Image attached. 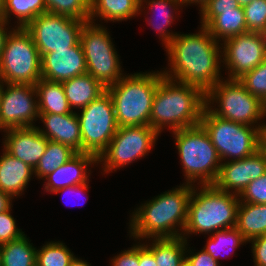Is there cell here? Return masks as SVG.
<instances>
[{
  "label": "cell",
  "mask_w": 266,
  "mask_h": 266,
  "mask_svg": "<svg viewBox=\"0 0 266 266\" xmlns=\"http://www.w3.org/2000/svg\"><path fill=\"white\" fill-rule=\"evenodd\" d=\"M200 28L198 33L182 35L177 33L166 46L165 51L168 53L171 71L164 70L162 75L175 81L195 85L206 93L224 79L220 77L222 48L205 26L201 25Z\"/></svg>",
  "instance_id": "cell-1"
},
{
  "label": "cell",
  "mask_w": 266,
  "mask_h": 266,
  "mask_svg": "<svg viewBox=\"0 0 266 266\" xmlns=\"http://www.w3.org/2000/svg\"><path fill=\"white\" fill-rule=\"evenodd\" d=\"M194 186L185 183L179 188L158 195L137 208L130 220L131 237L133 236L138 240L150 237H182L187 223L188 204ZM177 226L181 229H176Z\"/></svg>",
  "instance_id": "cell-2"
},
{
  "label": "cell",
  "mask_w": 266,
  "mask_h": 266,
  "mask_svg": "<svg viewBox=\"0 0 266 266\" xmlns=\"http://www.w3.org/2000/svg\"><path fill=\"white\" fill-rule=\"evenodd\" d=\"M205 107L201 88L162 75L152 103L150 127L161 133L166 126L172 131L197 126Z\"/></svg>",
  "instance_id": "cell-3"
},
{
  "label": "cell",
  "mask_w": 266,
  "mask_h": 266,
  "mask_svg": "<svg viewBox=\"0 0 266 266\" xmlns=\"http://www.w3.org/2000/svg\"><path fill=\"white\" fill-rule=\"evenodd\" d=\"M193 187L188 204V217L182 237L187 234L211 233L236 227L239 196L219 190L213 184ZM196 189V190H195Z\"/></svg>",
  "instance_id": "cell-4"
},
{
  "label": "cell",
  "mask_w": 266,
  "mask_h": 266,
  "mask_svg": "<svg viewBox=\"0 0 266 266\" xmlns=\"http://www.w3.org/2000/svg\"><path fill=\"white\" fill-rule=\"evenodd\" d=\"M162 72L125 75L106 88L115 112L118 127L150 126L153 99Z\"/></svg>",
  "instance_id": "cell-5"
},
{
  "label": "cell",
  "mask_w": 266,
  "mask_h": 266,
  "mask_svg": "<svg viewBox=\"0 0 266 266\" xmlns=\"http://www.w3.org/2000/svg\"><path fill=\"white\" fill-rule=\"evenodd\" d=\"M172 132L186 182L194 184L199 180V185L213 184L222 162L204 127L199 124Z\"/></svg>",
  "instance_id": "cell-6"
},
{
  "label": "cell",
  "mask_w": 266,
  "mask_h": 266,
  "mask_svg": "<svg viewBox=\"0 0 266 266\" xmlns=\"http://www.w3.org/2000/svg\"><path fill=\"white\" fill-rule=\"evenodd\" d=\"M7 35L0 57V80L35 85L41 78V56L30 32L18 27Z\"/></svg>",
  "instance_id": "cell-7"
},
{
  "label": "cell",
  "mask_w": 266,
  "mask_h": 266,
  "mask_svg": "<svg viewBox=\"0 0 266 266\" xmlns=\"http://www.w3.org/2000/svg\"><path fill=\"white\" fill-rule=\"evenodd\" d=\"M200 124L209 134L221 162L226 159L229 161L240 160L259 150V124L254 128L236 123L213 115L206 107L202 113Z\"/></svg>",
  "instance_id": "cell-8"
},
{
  "label": "cell",
  "mask_w": 266,
  "mask_h": 266,
  "mask_svg": "<svg viewBox=\"0 0 266 266\" xmlns=\"http://www.w3.org/2000/svg\"><path fill=\"white\" fill-rule=\"evenodd\" d=\"M205 101L213 115L236 123L254 127L264 118L262 101L251 95L238 79L219 81L205 93ZM215 101L219 108L212 109Z\"/></svg>",
  "instance_id": "cell-9"
},
{
  "label": "cell",
  "mask_w": 266,
  "mask_h": 266,
  "mask_svg": "<svg viewBox=\"0 0 266 266\" xmlns=\"http://www.w3.org/2000/svg\"><path fill=\"white\" fill-rule=\"evenodd\" d=\"M80 43L84 51L87 73L105 88L117 83L123 77L119 55L114 49L106 27H101L95 22H85Z\"/></svg>",
  "instance_id": "cell-10"
},
{
  "label": "cell",
  "mask_w": 266,
  "mask_h": 266,
  "mask_svg": "<svg viewBox=\"0 0 266 266\" xmlns=\"http://www.w3.org/2000/svg\"><path fill=\"white\" fill-rule=\"evenodd\" d=\"M80 111L77 117L82 137V152L98 158L118 129L112 99L105 91Z\"/></svg>",
  "instance_id": "cell-11"
},
{
  "label": "cell",
  "mask_w": 266,
  "mask_h": 266,
  "mask_svg": "<svg viewBox=\"0 0 266 266\" xmlns=\"http://www.w3.org/2000/svg\"><path fill=\"white\" fill-rule=\"evenodd\" d=\"M159 133L150 126L118 127L117 132L97 162H103L104 172L120 169L144 157L154 146Z\"/></svg>",
  "instance_id": "cell-12"
},
{
  "label": "cell",
  "mask_w": 266,
  "mask_h": 266,
  "mask_svg": "<svg viewBox=\"0 0 266 266\" xmlns=\"http://www.w3.org/2000/svg\"><path fill=\"white\" fill-rule=\"evenodd\" d=\"M85 22L46 12L33 19L25 28L42 56L77 45Z\"/></svg>",
  "instance_id": "cell-13"
},
{
  "label": "cell",
  "mask_w": 266,
  "mask_h": 266,
  "mask_svg": "<svg viewBox=\"0 0 266 266\" xmlns=\"http://www.w3.org/2000/svg\"><path fill=\"white\" fill-rule=\"evenodd\" d=\"M5 84L7 89L3 84L0 95V130L34 127L33 121L39 117L35 85Z\"/></svg>",
  "instance_id": "cell-14"
},
{
  "label": "cell",
  "mask_w": 266,
  "mask_h": 266,
  "mask_svg": "<svg viewBox=\"0 0 266 266\" xmlns=\"http://www.w3.org/2000/svg\"><path fill=\"white\" fill-rule=\"evenodd\" d=\"M228 79H239L266 59V34L247 32L222 41Z\"/></svg>",
  "instance_id": "cell-15"
},
{
  "label": "cell",
  "mask_w": 266,
  "mask_h": 266,
  "mask_svg": "<svg viewBox=\"0 0 266 266\" xmlns=\"http://www.w3.org/2000/svg\"><path fill=\"white\" fill-rule=\"evenodd\" d=\"M266 173V154L258 150L253 155L221 163L213 185L219 190L240 195L248 184ZM231 190V191H230Z\"/></svg>",
  "instance_id": "cell-16"
},
{
  "label": "cell",
  "mask_w": 266,
  "mask_h": 266,
  "mask_svg": "<svg viewBox=\"0 0 266 266\" xmlns=\"http://www.w3.org/2000/svg\"><path fill=\"white\" fill-rule=\"evenodd\" d=\"M87 73L84 51L81 43L56 50L41 56V76L54 82H63Z\"/></svg>",
  "instance_id": "cell-17"
},
{
  "label": "cell",
  "mask_w": 266,
  "mask_h": 266,
  "mask_svg": "<svg viewBox=\"0 0 266 266\" xmlns=\"http://www.w3.org/2000/svg\"><path fill=\"white\" fill-rule=\"evenodd\" d=\"M4 132L3 150L34 169L44 155L49 140L38 131L37 126L7 129Z\"/></svg>",
  "instance_id": "cell-18"
},
{
  "label": "cell",
  "mask_w": 266,
  "mask_h": 266,
  "mask_svg": "<svg viewBox=\"0 0 266 266\" xmlns=\"http://www.w3.org/2000/svg\"><path fill=\"white\" fill-rule=\"evenodd\" d=\"M45 125V130L38 131L48 140L69 146L76 153H82V137L77 113L69 114H39Z\"/></svg>",
  "instance_id": "cell-19"
},
{
  "label": "cell",
  "mask_w": 266,
  "mask_h": 266,
  "mask_svg": "<svg viewBox=\"0 0 266 266\" xmlns=\"http://www.w3.org/2000/svg\"><path fill=\"white\" fill-rule=\"evenodd\" d=\"M96 165L97 157L89 153H76L70 160L55 169L44 179L47 180L44 189L47 192H54L58 189L75 186L88 182V165ZM88 173V174H87Z\"/></svg>",
  "instance_id": "cell-20"
},
{
  "label": "cell",
  "mask_w": 266,
  "mask_h": 266,
  "mask_svg": "<svg viewBox=\"0 0 266 266\" xmlns=\"http://www.w3.org/2000/svg\"><path fill=\"white\" fill-rule=\"evenodd\" d=\"M34 169L14 158L5 150L0 156V190L12 198L21 195L30 181Z\"/></svg>",
  "instance_id": "cell-21"
},
{
  "label": "cell",
  "mask_w": 266,
  "mask_h": 266,
  "mask_svg": "<svg viewBox=\"0 0 266 266\" xmlns=\"http://www.w3.org/2000/svg\"><path fill=\"white\" fill-rule=\"evenodd\" d=\"M201 25L218 41L247 33L244 9L220 11V15H201Z\"/></svg>",
  "instance_id": "cell-22"
},
{
  "label": "cell",
  "mask_w": 266,
  "mask_h": 266,
  "mask_svg": "<svg viewBox=\"0 0 266 266\" xmlns=\"http://www.w3.org/2000/svg\"><path fill=\"white\" fill-rule=\"evenodd\" d=\"M61 83L71 109H83L106 91V88L88 73Z\"/></svg>",
  "instance_id": "cell-23"
},
{
  "label": "cell",
  "mask_w": 266,
  "mask_h": 266,
  "mask_svg": "<svg viewBox=\"0 0 266 266\" xmlns=\"http://www.w3.org/2000/svg\"><path fill=\"white\" fill-rule=\"evenodd\" d=\"M39 114H69L73 112L61 82L41 78L36 84Z\"/></svg>",
  "instance_id": "cell-24"
},
{
  "label": "cell",
  "mask_w": 266,
  "mask_h": 266,
  "mask_svg": "<svg viewBox=\"0 0 266 266\" xmlns=\"http://www.w3.org/2000/svg\"><path fill=\"white\" fill-rule=\"evenodd\" d=\"M236 228L247 242L266 234V204L240 202Z\"/></svg>",
  "instance_id": "cell-25"
},
{
  "label": "cell",
  "mask_w": 266,
  "mask_h": 266,
  "mask_svg": "<svg viewBox=\"0 0 266 266\" xmlns=\"http://www.w3.org/2000/svg\"><path fill=\"white\" fill-rule=\"evenodd\" d=\"M140 0H90V22L95 17L104 21H122L141 13Z\"/></svg>",
  "instance_id": "cell-26"
},
{
  "label": "cell",
  "mask_w": 266,
  "mask_h": 266,
  "mask_svg": "<svg viewBox=\"0 0 266 266\" xmlns=\"http://www.w3.org/2000/svg\"><path fill=\"white\" fill-rule=\"evenodd\" d=\"M152 242L144 245L153 253L157 266H185L188 252L185 238H153Z\"/></svg>",
  "instance_id": "cell-27"
},
{
  "label": "cell",
  "mask_w": 266,
  "mask_h": 266,
  "mask_svg": "<svg viewBox=\"0 0 266 266\" xmlns=\"http://www.w3.org/2000/svg\"><path fill=\"white\" fill-rule=\"evenodd\" d=\"M36 248L24 234L21 238L2 244V266H33Z\"/></svg>",
  "instance_id": "cell-28"
},
{
  "label": "cell",
  "mask_w": 266,
  "mask_h": 266,
  "mask_svg": "<svg viewBox=\"0 0 266 266\" xmlns=\"http://www.w3.org/2000/svg\"><path fill=\"white\" fill-rule=\"evenodd\" d=\"M42 13H46L44 0H4L2 19L9 23L11 15H16L18 27H26Z\"/></svg>",
  "instance_id": "cell-29"
},
{
  "label": "cell",
  "mask_w": 266,
  "mask_h": 266,
  "mask_svg": "<svg viewBox=\"0 0 266 266\" xmlns=\"http://www.w3.org/2000/svg\"><path fill=\"white\" fill-rule=\"evenodd\" d=\"M76 152L69 146L49 140L44 155L34 168V174L38 178H45L55 169L70 160Z\"/></svg>",
  "instance_id": "cell-30"
},
{
  "label": "cell",
  "mask_w": 266,
  "mask_h": 266,
  "mask_svg": "<svg viewBox=\"0 0 266 266\" xmlns=\"http://www.w3.org/2000/svg\"><path fill=\"white\" fill-rule=\"evenodd\" d=\"M146 4V2L148 3V5L150 6V10L155 13V8L157 10V13L162 17V22L158 24L153 23V21L150 22L151 26H153V29L158 30V32L160 33V36L162 37V42H164L163 44L165 45V47L175 38V36L177 35L176 33L174 34L173 32H169V30H167L168 25L171 26V23L174 20V14H173V9H178V7H182L183 2L182 0H140V9L141 7L144 5V3ZM159 11V12H158ZM172 11V12H171ZM157 19V18H156ZM154 19V20H156ZM155 22V21H154Z\"/></svg>",
  "instance_id": "cell-31"
},
{
  "label": "cell",
  "mask_w": 266,
  "mask_h": 266,
  "mask_svg": "<svg viewBox=\"0 0 266 266\" xmlns=\"http://www.w3.org/2000/svg\"><path fill=\"white\" fill-rule=\"evenodd\" d=\"M246 239L238 231L236 227L219 230L214 232L208 239L206 246L203 248L207 253H209L215 260L218 261L220 256V248L225 250H233L246 243ZM229 250H228V249Z\"/></svg>",
  "instance_id": "cell-32"
},
{
  "label": "cell",
  "mask_w": 266,
  "mask_h": 266,
  "mask_svg": "<svg viewBox=\"0 0 266 266\" xmlns=\"http://www.w3.org/2000/svg\"><path fill=\"white\" fill-rule=\"evenodd\" d=\"M46 12L88 22L90 0H44Z\"/></svg>",
  "instance_id": "cell-33"
},
{
  "label": "cell",
  "mask_w": 266,
  "mask_h": 266,
  "mask_svg": "<svg viewBox=\"0 0 266 266\" xmlns=\"http://www.w3.org/2000/svg\"><path fill=\"white\" fill-rule=\"evenodd\" d=\"M75 256L62 242H49L36 250V262L40 266H69Z\"/></svg>",
  "instance_id": "cell-34"
},
{
  "label": "cell",
  "mask_w": 266,
  "mask_h": 266,
  "mask_svg": "<svg viewBox=\"0 0 266 266\" xmlns=\"http://www.w3.org/2000/svg\"><path fill=\"white\" fill-rule=\"evenodd\" d=\"M238 80L251 95L263 101L266 97V59Z\"/></svg>",
  "instance_id": "cell-35"
},
{
  "label": "cell",
  "mask_w": 266,
  "mask_h": 266,
  "mask_svg": "<svg viewBox=\"0 0 266 266\" xmlns=\"http://www.w3.org/2000/svg\"><path fill=\"white\" fill-rule=\"evenodd\" d=\"M243 9L248 32L266 34V0H253Z\"/></svg>",
  "instance_id": "cell-36"
},
{
  "label": "cell",
  "mask_w": 266,
  "mask_h": 266,
  "mask_svg": "<svg viewBox=\"0 0 266 266\" xmlns=\"http://www.w3.org/2000/svg\"><path fill=\"white\" fill-rule=\"evenodd\" d=\"M239 197L240 202L266 204V173L251 181Z\"/></svg>",
  "instance_id": "cell-37"
},
{
  "label": "cell",
  "mask_w": 266,
  "mask_h": 266,
  "mask_svg": "<svg viewBox=\"0 0 266 266\" xmlns=\"http://www.w3.org/2000/svg\"><path fill=\"white\" fill-rule=\"evenodd\" d=\"M11 210L0 213V243H7L21 238L24 232L16 227Z\"/></svg>",
  "instance_id": "cell-38"
},
{
  "label": "cell",
  "mask_w": 266,
  "mask_h": 266,
  "mask_svg": "<svg viewBox=\"0 0 266 266\" xmlns=\"http://www.w3.org/2000/svg\"><path fill=\"white\" fill-rule=\"evenodd\" d=\"M241 6L237 0H207L200 8L201 15H220V11L234 10Z\"/></svg>",
  "instance_id": "cell-39"
},
{
  "label": "cell",
  "mask_w": 266,
  "mask_h": 266,
  "mask_svg": "<svg viewBox=\"0 0 266 266\" xmlns=\"http://www.w3.org/2000/svg\"><path fill=\"white\" fill-rule=\"evenodd\" d=\"M111 266H139V244L116 255Z\"/></svg>",
  "instance_id": "cell-40"
},
{
  "label": "cell",
  "mask_w": 266,
  "mask_h": 266,
  "mask_svg": "<svg viewBox=\"0 0 266 266\" xmlns=\"http://www.w3.org/2000/svg\"><path fill=\"white\" fill-rule=\"evenodd\" d=\"M190 256L186 255L185 266H220L219 261L215 260L204 249L194 254L190 253Z\"/></svg>",
  "instance_id": "cell-41"
},
{
  "label": "cell",
  "mask_w": 266,
  "mask_h": 266,
  "mask_svg": "<svg viewBox=\"0 0 266 266\" xmlns=\"http://www.w3.org/2000/svg\"><path fill=\"white\" fill-rule=\"evenodd\" d=\"M252 253L255 266H266V234L252 240Z\"/></svg>",
  "instance_id": "cell-42"
},
{
  "label": "cell",
  "mask_w": 266,
  "mask_h": 266,
  "mask_svg": "<svg viewBox=\"0 0 266 266\" xmlns=\"http://www.w3.org/2000/svg\"><path fill=\"white\" fill-rule=\"evenodd\" d=\"M139 266H157L153 253L144 243H139Z\"/></svg>",
  "instance_id": "cell-43"
},
{
  "label": "cell",
  "mask_w": 266,
  "mask_h": 266,
  "mask_svg": "<svg viewBox=\"0 0 266 266\" xmlns=\"http://www.w3.org/2000/svg\"><path fill=\"white\" fill-rule=\"evenodd\" d=\"M88 183L89 182H86V183H83V184H79V185H75V186L61 188V189H58V190L54 191L53 193H55V194H57L59 192H64V193H66V192H69V193H83V191L85 192V190H87L89 188L88 187L89 186Z\"/></svg>",
  "instance_id": "cell-44"
},
{
  "label": "cell",
  "mask_w": 266,
  "mask_h": 266,
  "mask_svg": "<svg viewBox=\"0 0 266 266\" xmlns=\"http://www.w3.org/2000/svg\"><path fill=\"white\" fill-rule=\"evenodd\" d=\"M12 197L0 190V213L11 209Z\"/></svg>",
  "instance_id": "cell-45"
},
{
  "label": "cell",
  "mask_w": 266,
  "mask_h": 266,
  "mask_svg": "<svg viewBox=\"0 0 266 266\" xmlns=\"http://www.w3.org/2000/svg\"><path fill=\"white\" fill-rule=\"evenodd\" d=\"M259 150L266 154V124H260L258 128Z\"/></svg>",
  "instance_id": "cell-46"
},
{
  "label": "cell",
  "mask_w": 266,
  "mask_h": 266,
  "mask_svg": "<svg viewBox=\"0 0 266 266\" xmlns=\"http://www.w3.org/2000/svg\"><path fill=\"white\" fill-rule=\"evenodd\" d=\"M7 24L8 23L5 22L3 19H0V57H1V54H2V50L4 48L6 37H7V35L10 32V31L6 30V25Z\"/></svg>",
  "instance_id": "cell-47"
},
{
  "label": "cell",
  "mask_w": 266,
  "mask_h": 266,
  "mask_svg": "<svg viewBox=\"0 0 266 266\" xmlns=\"http://www.w3.org/2000/svg\"><path fill=\"white\" fill-rule=\"evenodd\" d=\"M69 266H90V265L88 264V262L80 260L75 257Z\"/></svg>",
  "instance_id": "cell-48"
},
{
  "label": "cell",
  "mask_w": 266,
  "mask_h": 266,
  "mask_svg": "<svg viewBox=\"0 0 266 266\" xmlns=\"http://www.w3.org/2000/svg\"><path fill=\"white\" fill-rule=\"evenodd\" d=\"M207 0H182L183 4L184 5H188L191 4V3H194V4H199V7L201 8V6L206 2Z\"/></svg>",
  "instance_id": "cell-49"
},
{
  "label": "cell",
  "mask_w": 266,
  "mask_h": 266,
  "mask_svg": "<svg viewBox=\"0 0 266 266\" xmlns=\"http://www.w3.org/2000/svg\"><path fill=\"white\" fill-rule=\"evenodd\" d=\"M251 1H253V0H237L239 5L242 6V7L247 5V4H249Z\"/></svg>",
  "instance_id": "cell-50"
},
{
  "label": "cell",
  "mask_w": 266,
  "mask_h": 266,
  "mask_svg": "<svg viewBox=\"0 0 266 266\" xmlns=\"http://www.w3.org/2000/svg\"><path fill=\"white\" fill-rule=\"evenodd\" d=\"M262 112L265 117L266 116V97L262 101Z\"/></svg>",
  "instance_id": "cell-51"
},
{
  "label": "cell",
  "mask_w": 266,
  "mask_h": 266,
  "mask_svg": "<svg viewBox=\"0 0 266 266\" xmlns=\"http://www.w3.org/2000/svg\"><path fill=\"white\" fill-rule=\"evenodd\" d=\"M4 0H0V19L3 18Z\"/></svg>",
  "instance_id": "cell-52"
},
{
  "label": "cell",
  "mask_w": 266,
  "mask_h": 266,
  "mask_svg": "<svg viewBox=\"0 0 266 266\" xmlns=\"http://www.w3.org/2000/svg\"><path fill=\"white\" fill-rule=\"evenodd\" d=\"M1 262H2V244L0 243V266H2Z\"/></svg>",
  "instance_id": "cell-53"
},
{
  "label": "cell",
  "mask_w": 266,
  "mask_h": 266,
  "mask_svg": "<svg viewBox=\"0 0 266 266\" xmlns=\"http://www.w3.org/2000/svg\"><path fill=\"white\" fill-rule=\"evenodd\" d=\"M3 87V82L0 80V95H1V89Z\"/></svg>",
  "instance_id": "cell-54"
},
{
  "label": "cell",
  "mask_w": 266,
  "mask_h": 266,
  "mask_svg": "<svg viewBox=\"0 0 266 266\" xmlns=\"http://www.w3.org/2000/svg\"><path fill=\"white\" fill-rule=\"evenodd\" d=\"M33 266H40L37 262H35L34 264H33Z\"/></svg>",
  "instance_id": "cell-55"
}]
</instances>
